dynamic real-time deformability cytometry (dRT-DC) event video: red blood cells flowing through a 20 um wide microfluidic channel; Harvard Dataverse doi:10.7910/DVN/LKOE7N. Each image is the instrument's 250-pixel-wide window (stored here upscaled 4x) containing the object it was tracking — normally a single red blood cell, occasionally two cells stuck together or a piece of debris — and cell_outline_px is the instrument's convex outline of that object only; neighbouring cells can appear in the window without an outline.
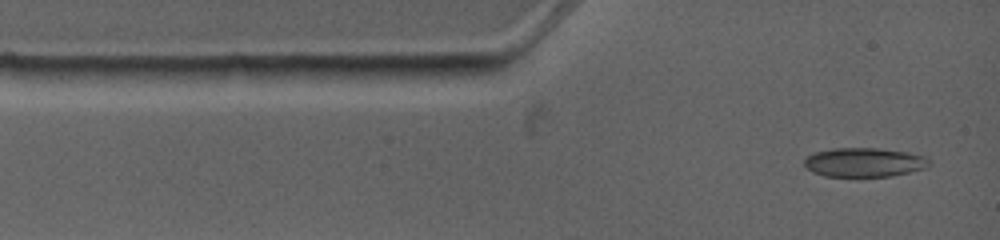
{"species": "common noctule bat (a hibernating species)", "species_latin": "Nyctalus noctula", "temperature_condition": "warm", "stored_images_in_passage": 7, "camera_frame_rate_fps": 4500, "um_per_image_px": 0.085, "animal": {"sex": "female", "body_mass_g": 19.0, "forearm_length_mm": 53.3}, "frame": {"image": 1, "passage_image": 1, "time_ms": 0.0, "image_size_px": [1000, 240], "cell_outline_px": [[932, 164], [928, 168], [892, 176], [824, 176], [812, 172], [804, 164], [804, 160], [812, 152], [832, 148], [876, 148], [908, 152], [924, 156]], "centroid_in_image_um": [73.47, 13.79], "position_along_channel_um": 11.5, "area_um2": 21.33}}
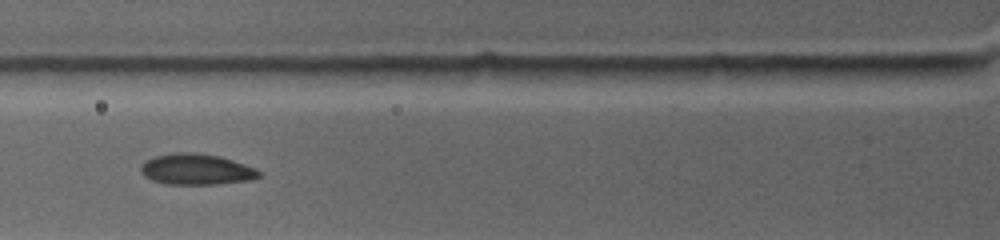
{"frame": {"image": 2, "passage_image": 5, "time_ms": 3.333, "image_size_px": [1000, 240], "cell_outline_px": [[264, 176], [252, 180], [216, 184], [164, 184], [152, 180], [144, 176], [140, 172], [140, 164], [144, 160], [156, 156], [176, 152], [196, 152], [220, 156], [244, 164], [260, 172]], "centroid_in_image_um": [16.66, 14.39], "position_along_channel_um": 109.1, "area_um2": 21.5}}
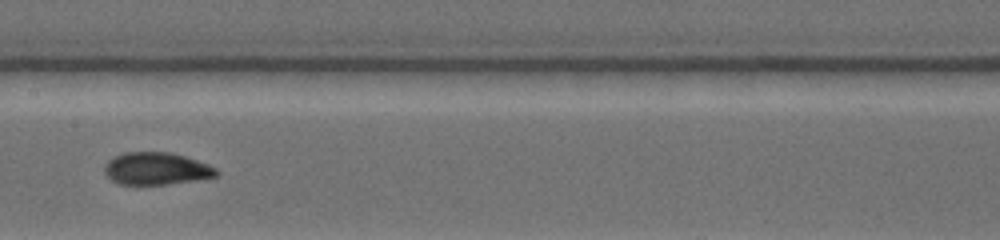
{"frame": {"image": 3, "passage_image": 7, "time_ms": 5.556, "image_size_px": [1000, 240], "cell_outline_px": [[220, 172], [216, 176], [196, 180], [168, 184], [120, 184], [112, 180], [104, 172], [104, 164], [112, 156], [124, 152], [168, 152], [184, 156], [208, 164], [216, 168]], "centroid_in_image_um": [13.27, 14.32], "position_along_channel_um": 194.1, "area_um2": 21.1}}